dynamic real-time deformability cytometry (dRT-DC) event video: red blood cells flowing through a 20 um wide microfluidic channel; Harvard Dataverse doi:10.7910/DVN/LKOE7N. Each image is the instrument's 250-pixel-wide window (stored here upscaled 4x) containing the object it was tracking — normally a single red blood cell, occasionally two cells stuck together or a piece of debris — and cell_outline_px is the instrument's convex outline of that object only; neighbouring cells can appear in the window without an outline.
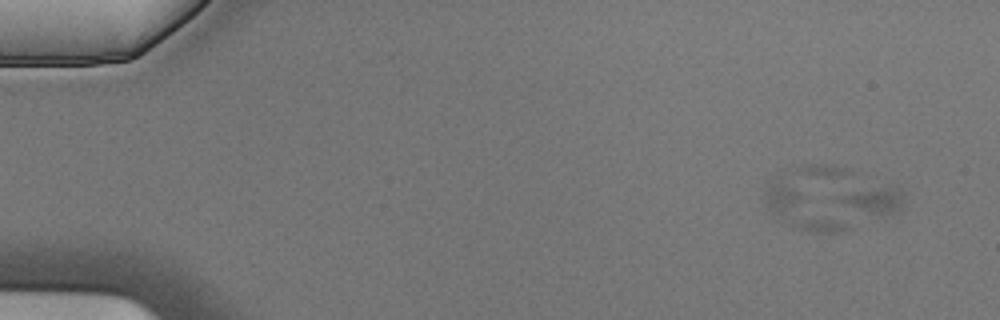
{"species": "Egyptian fruit bat (a non-hibernating species)", "species_latin": "Rousettus aegyptiacus", "temperature_condition": "cold", "stored_images_in_passage": 4, "camera_frame_rate_fps": 3000, "um_per_image_px": 0.085, "animal": {"sex": "male"}, "frame": {"image": 1, "passage_image": 2, "time_ms": 0.333, "image_size_px": [1000, 320], "cell_outline_px": [[904, 200], [900, 212], [892, 216], [868, 212], [832, 200], [836, 196], [844, 192], [888, 184], [900, 188], [904, 192]], "centroid_in_image_um": [74.35, 16.96], "position_along_channel_um": 10.7, "area_um2": 10.69}}